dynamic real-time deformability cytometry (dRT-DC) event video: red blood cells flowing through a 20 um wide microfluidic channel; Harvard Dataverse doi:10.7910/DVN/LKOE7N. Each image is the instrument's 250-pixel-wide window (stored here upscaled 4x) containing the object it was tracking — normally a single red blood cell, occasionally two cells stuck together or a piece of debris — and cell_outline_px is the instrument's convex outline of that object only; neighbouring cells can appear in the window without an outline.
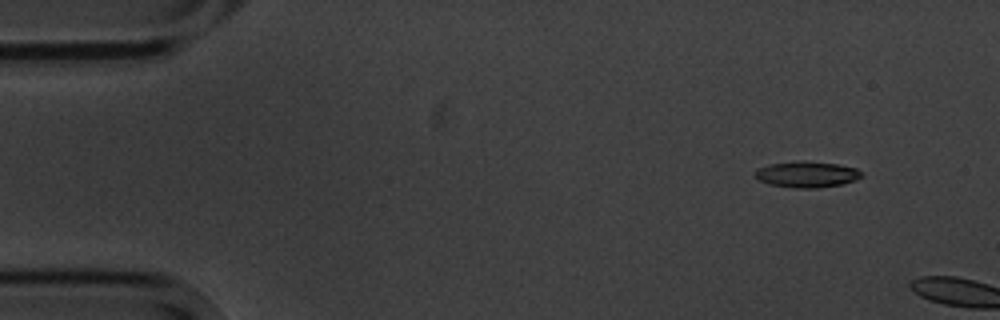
{"species": "common noctule bat (a hibernating species)", "species_latin": "Nyctalus noctula", "temperature_condition": "cold", "stored_images_in_passage": 2, "camera_frame_rate_fps": 3000, "um_per_image_px": 0.085, "animal": {"sex": "male", "body_mass_g": 20.1, "forearm_length_mm": 53.5}, "frame": {"image": 1, "passage_image": 1, "time_ms": 0.0, "image_size_px": [1000, 320], "cell_outline_px": [[864, 176], [856, 180], [844, 184], [816, 188], [796, 188], [768, 184], [760, 180], [756, 176], [756, 168], [768, 164], [796, 160], [804, 160], [836, 164], [856, 168]], "centroid_in_image_um": [68.58, 14.81], "position_along_channel_um": 16.4, "area_um2": 16.36}}